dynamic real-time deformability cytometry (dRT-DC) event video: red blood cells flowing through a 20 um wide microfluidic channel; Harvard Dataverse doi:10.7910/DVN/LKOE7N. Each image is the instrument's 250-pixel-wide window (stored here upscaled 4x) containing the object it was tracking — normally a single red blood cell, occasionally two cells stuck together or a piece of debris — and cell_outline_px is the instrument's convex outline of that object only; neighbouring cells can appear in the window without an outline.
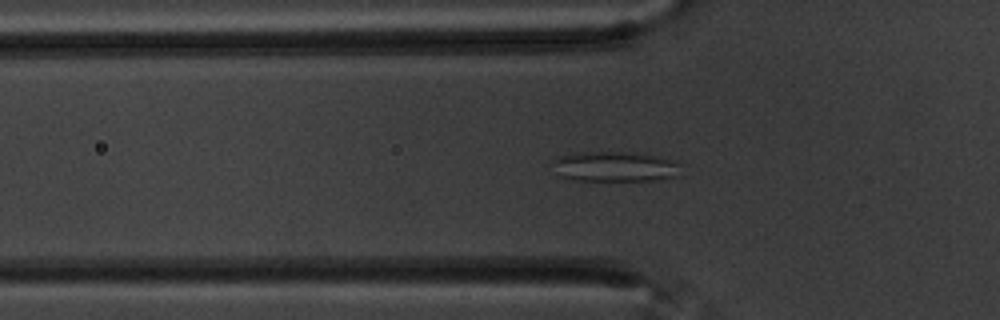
{"species": "common noctule bat (a hibernating species)", "species_latin": "Nyctalus noctula", "temperature_condition": "warm", "stored_images_in_passage": 41, "segment_of_instrument_passage": [1, 2], "camera_frame_rate_fps": 3000, "um_per_image_px": 0.085, "animal": {"sex": "male", "body_mass_g": 20.1, "forearm_length_mm": 53.5}, "frame": {"image": 1, "passage_image": 7, "time_ms": 2.0, "image_size_px": [1000, 320], "cell_outline_px": [[684, 176], [652, 180], [580, 180], [560, 176], [552, 160], [556, 156], [584, 152], [648, 152], [676, 160], [680, 164]], "centroid_in_image_um": [52.44, 14.13], "position_along_channel_um": 73.4, "area_um2": 23.06}}
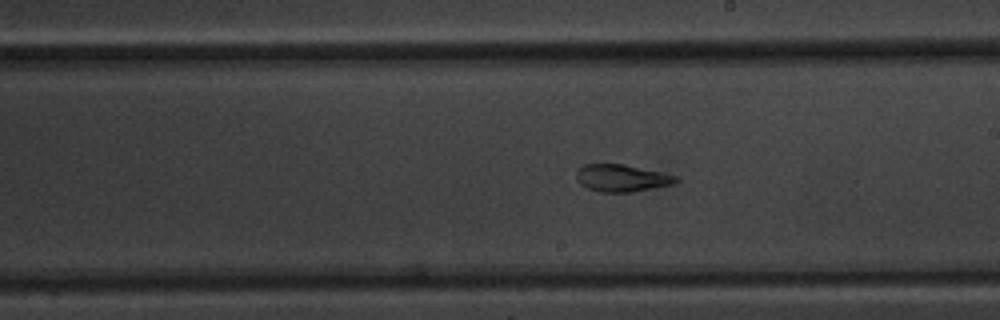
{"frame": {"image": 2, "passage_image": 21, "time_ms": 6.667, "image_size_px": [1000, 320], "cell_outline_px": [[680, 180], [672, 184], [632, 192], [600, 192], [588, 188], [580, 184], [576, 180], [576, 172], [584, 164], [624, 164], [660, 172], [676, 176]], "centroid_in_image_um": [52.82, 15.13], "position_along_channel_um": 236.2, "area_um2": 15.66}}
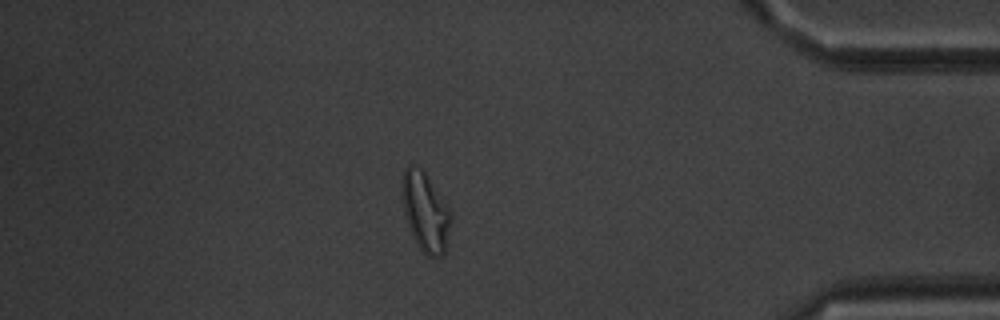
{"frame": {"image": 3, "passage_image": 38, "time_ms": 12.333, "image_size_px": [1000, 320], "cell_outline_px": [[452, 220], [444, 252], [440, 256], [432, 260], [416, 244], [408, 224], [404, 212], [400, 188], [400, 180], [404, 168], [408, 164], [412, 164], [420, 168], [424, 172], [452, 212]], "centroid_in_image_um": [36.13, 17.99], "position_along_channel_um": 399.1, "area_um2": 22.72}}